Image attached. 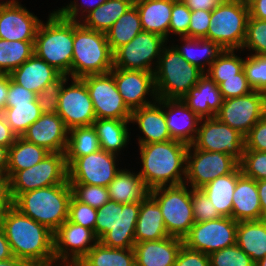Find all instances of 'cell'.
Instances as JSON below:
<instances>
[{"mask_svg": "<svg viewBox=\"0 0 266 266\" xmlns=\"http://www.w3.org/2000/svg\"><path fill=\"white\" fill-rule=\"evenodd\" d=\"M1 227L13 256L30 266H54V233L49 228L23 215L12 204L4 213Z\"/></svg>", "mask_w": 266, "mask_h": 266, "instance_id": "obj_1", "label": "cell"}, {"mask_svg": "<svg viewBox=\"0 0 266 266\" xmlns=\"http://www.w3.org/2000/svg\"><path fill=\"white\" fill-rule=\"evenodd\" d=\"M188 147L177 140L139 145L142 168L138 174L149 190L184 184Z\"/></svg>", "mask_w": 266, "mask_h": 266, "instance_id": "obj_2", "label": "cell"}, {"mask_svg": "<svg viewBox=\"0 0 266 266\" xmlns=\"http://www.w3.org/2000/svg\"><path fill=\"white\" fill-rule=\"evenodd\" d=\"M71 198L72 190L67 181L21 193L11 204L54 233L68 219Z\"/></svg>", "mask_w": 266, "mask_h": 266, "instance_id": "obj_3", "label": "cell"}, {"mask_svg": "<svg viewBox=\"0 0 266 266\" xmlns=\"http://www.w3.org/2000/svg\"><path fill=\"white\" fill-rule=\"evenodd\" d=\"M41 22L34 41V54L61 74L71 77L74 21L63 18L55 10Z\"/></svg>", "mask_w": 266, "mask_h": 266, "instance_id": "obj_4", "label": "cell"}, {"mask_svg": "<svg viewBox=\"0 0 266 266\" xmlns=\"http://www.w3.org/2000/svg\"><path fill=\"white\" fill-rule=\"evenodd\" d=\"M113 67V52L106 34L74 21L71 78L109 73Z\"/></svg>", "mask_w": 266, "mask_h": 266, "instance_id": "obj_5", "label": "cell"}, {"mask_svg": "<svg viewBox=\"0 0 266 266\" xmlns=\"http://www.w3.org/2000/svg\"><path fill=\"white\" fill-rule=\"evenodd\" d=\"M139 208L140 202L122 204L109 200L97 209L94 233L99 242L109 248H133Z\"/></svg>", "mask_w": 266, "mask_h": 266, "instance_id": "obj_6", "label": "cell"}, {"mask_svg": "<svg viewBox=\"0 0 266 266\" xmlns=\"http://www.w3.org/2000/svg\"><path fill=\"white\" fill-rule=\"evenodd\" d=\"M205 75L187 62L174 46L165 45L154 71L158 99H182Z\"/></svg>", "mask_w": 266, "mask_h": 266, "instance_id": "obj_7", "label": "cell"}, {"mask_svg": "<svg viewBox=\"0 0 266 266\" xmlns=\"http://www.w3.org/2000/svg\"><path fill=\"white\" fill-rule=\"evenodd\" d=\"M249 16V6L243 1L223 0L211 11L204 39L217 43L223 50L242 51Z\"/></svg>", "mask_w": 266, "mask_h": 266, "instance_id": "obj_8", "label": "cell"}, {"mask_svg": "<svg viewBox=\"0 0 266 266\" xmlns=\"http://www.w3.org/2000/svg\"><path fill=\"white\" fill-rule=\"evenodd\" d=\"M188 188V185L182 184L161 186L149 191L160 207L169 236L183 239L195 223L191 189Z\"/></svg>", "mask_w": 266, "mask_h": 266, "instance_id": "obj_9", "label": "cell"}, {"mask_svg": "<svg viewBox=\"0 0 266 266\" xmlns=\"http://www.w3.org/2000/svg\"><path fill=\"white\" fill-rule=\"evenodd\" d=\"M68 181L65 153H49L36 165L15 172L7 180L11 203L21 194L30 190L63 184Z\"/></svg>", "mask_w": 266, "mask_h": 266, "instance_id": "obj_10", "label": "cell"}, {"mask_svg": "<svg viewBox=\"0 0 266 266\" xmlns=\"http://www.w3.org/2000/svg\"><path fill=\"white\" fill-rule=\"evenodd\" d=\"M166 44L167 39L163 36L142 31L129 43L120 46L113 52V66L119 69L142 70L154 73Z\"/></svg>", "mask_w": 266, "mask_h": 266, "instance_id": "obj_11", "label": "cell"}, {"mask_svg": "<svg viewBox=\"0 0 266 266\" xmlns=\"http://www.w3.org/2000/svg\"><path fill=\"white\" fill-rule=\"evenodd\" d=\"M238 165L239 162L229 154L199 150L189 145L184 184L201 189L217 177L231 173Z\"/></svg>", "mask_w": 266, "mask_h": 266, "instance_id": "obj_12", "label": "cell"}, {"mask_svg": "<svg viewBox=\"0 0 266 266\" xmlns=\"http://www.w3.org/2000/svg\"><path fill=\"white\" fill-rule=\"evenodd\" d=\"M238 222L231 217H222L194 223L183 238V245L207 255L236 244Z\"/></svg>", "mask_w": 266, "mask_h": 266, "instance_id": "obj_13", "label": "cell"}, {"mask_svg": "<svg viewBox=\"0 0 266 266\" xmlns=\"http://www.w3.org/2000/svg\"><path fill=\"white\" fill-rule=\"evenodd\" d=\"M81 79L86 84L96 119L130 120L132 111L121 97L111 72Z\"/></svg>", "mask_w": 266, "mask_h": 266, "instance_id": "obj_14", "label": "cell"}, {"mask_svg": "<svg viewBox=\"0 0 266 266\" xmlns=\"http://www.w3.org/2000/svg\"><path fill=\"white\" fill-rule=\"evenodd\" d=\"M191 145L199 150L229 154L240 162L245 150V138L238 130L220 122L216 117L202 118Z\"/></svg>", "mask_w": 266, "mask_h": 266, "instance_id": "obj_15", "label": "cell"}, {"mask_svg": "<svg viewBox=\"0 0 266 266\" xmlns=\"http://www.w3.org/2000/svg\"><path fill=\"white\" fill-rule=\"evenodd\" d=\"M265 111L266 94L253 90L249 94L223 100L215 117L245 136Z\"/></svg>", "mask_w": 266, "mask_h": 266, "instance_id": "obj_16", "label": "cell"}, {"mask_svg": "<svg viewBox=\"0 0 266 266\" xmlns=\"http://www.w3.org/2000/svg\"><path fill=\"white\" fill-rule=\"evenodd\" d=\"M98 242L99 240L93 230L67 219L54 232L55 263L58 265H76Z\"/></svg>", "mask_w": 266, "mask_h": 266, "instance_id": "obj_17", "label": "cell"}, {"mask_svg": "<svg viewBox=\"0 0 266 266\" xmlns=\"http://www.w3.org/2000/svg\"><path fill=\"white\" fill-rule=\"evenodd\" d=\"M66 86L65 80L59 95L57 114L62 118L68 130L74 127L91 126L96 120L92 100L85 82L81 78H71Z\"/></svg>", "mask_w": 266, "mask_h": 266, "instance_id": "obj_18", "label": "cell"}, {"mask_svg": "<svg viewBox=\"0 0 266 266\" xmlns=\"http://www.w3.org/2000/svg\"><path fill=\"white\" fill-rule=\"evenodd\" d=\"M119 155L99 150L76 158L68 168V182L107 187L121 170L116 166Z\"/></svg>", "mask_w": 266, "mask_h": 266, "instance_id": "obj_19", "label": "cell"}, {"mask_svg": "<svg viewBox=\"0 0 266 266\" xmlns=\"http://www.w3.org/2000/svg\"><path fill=\"white\" fill-rule=\"evenodd\" d=\"M110 72L113 74L121 97L131 111L151 105L158 100L153 72L114 67ZM147 95H150L154 102L146 99Z\"/></svg>", "mask_w": 266, "mask_h": 266, "instance_id": "obj_20", "label": "cell"}, {"mask_svg": "<svg viewBox=\"0 0 266 266\" xmlns=\"http://www.w3.org/2000/svg\"><path fill=\"white\" fill-rule=\"evenodd\" d=\"M68 132L58 114L45 113L28 127L22 138L45 148L50 153H65Z\"/></svg>", "mask_w": 266, "mask_h": 266, "instance_id": "obj_21", "label": "cell"}, {"mask_svg": "<svg viewBox=\"0 0 266 266\" xmlns=\"http://www.w3.org/2000/svg\"><path fill=\"white\" fill-rule=\"evenodd\" d=\"M42 21L18 5H0V39L7 41H35Z\"/></svg>", "mask_w": 266, "mask_h": 266, "instance_id": "obj_22", "label": "cell"}, {"mask_svg": "<svg viewBox=\"0 0 266 266\" xmlns=\"http://www.w3.org/2000/svg\"><path fill=\"white\" fill-rule=\"evenodd\" d=\"M130 123H137L143 136L138 137V145L165 142L172 140L164 113V99L135 109L131 113Z\"/></svg>", "mask_w": 266, "mask_h": 266, "instance_id": "obj_23", "label": "cell"}, {"mask_svg": "<svg viewBox=\"0 0 266 266\" xmlns=\"http://www.w3.org/2000/svg\"><path fill=\"white\" fill-rule=\"evenodd\" d=\"M164 113L171 139L191 145L201 118L181 99H164Z\"/></svg>", "mask_w": 266, "mask_h": 266, "instance_id": "obj_24", "label": "cell"}, {"mask_svg": "<svg viewBox=\"0 0 266 266\" xmlns=\"http://www.w3.org/2000/svg\"><path fill=\"white\" fill-rule=\"evenodd\" d=\"M182 245L183 239L173 236L135 243V265L173 266Z\"/></svg>", "mask_w": 266, "mask_h": 266, "instance_id": "obj_25", "label": "cell"}, {"mask_svg": "<svg viewBox=\"0 0 266 266\" xmlns=\"http://www.w3.org/2000/svg\"><path fill=\"white\" fill-rule=\"evenodd\" d=\"M232 218L237 221L261 220L257 181L246 177L238 165V180L233 194Z\"/></svg>", "mask_w": 266, "mask_h": 266, "instance_id": "obj_26", "label": "cell"}, {"mask_svg": "<svg viewBox=\"0 0 266 266\" xmlns=\"http://www.w3.org/2000/svg\"><path fill=\"white\" fill-rule=\"evenodd\" d=\"M181 100L201 119L214 118L223 102L218 85L206 74Z\"/></svg>", "mask_w": 266, "mask_h": 266, "instance_id": "obj_27", "label": "cell"}, {"mask_svg": "<svg viewBox=\"0 0 266 266\" xmlns=\"http://www.w3.org/2000/svg\"><path fill=\"white\" fill-rule=\"evenodd\" d=\"M60 75L59 71L35 54L9 74L14 82L36 94Z\"/></svg>", "mask_w": 266, "mask_h": 266, "instance_id": "obj_28", "label": "cell"}, {"mask_svg": "<svg viewBox=\"0 0 266 266\" xmlns=\"http://www.w3.org/2000/svg\"><path fill=\"white\" fill-rule=\"evenodd\" d=\"M169 237L157 201L149 194L140 202L135 228V243Z\"/></svg>", "mask_w": 266, "mask_h": 266, "instance_id": "obj_29", "label": "cell"}, {"mask_svg": "<svg viewBox=\"0 0 266 266\" xmlns=\"http://www.w3.org/2000/svg\"><path fill=\"white\" fill-rule=\"evenodd\" d=\"M140 15L143 31L169 38L173 0H138L134 2Z\"/></svg>", "mask_w": 266, "mask_h": 266, "instance_id": "obj_30", "label": "cell"}, {"mask_svg": "<svg viewBox=\"0 0 266 266\" xmlns=\"http://www.w3.org/2000/svg\"><path fill=\"white\" fill-rule=\"evenodd\" d=\"M107 189L110 200L122 204L142 202L150 191L137 172L133 173L126 168L117 173Z\"/></svg>", "mask_w": 266, "mask_h": 266, "instance_id": "obj_31", "label": "cell"}, {"mask_svg": "<svg viewBox=\"0 0 266 266\" xmlns=\"http://www.w3.org/2000/svg\"><path fill=\"white\" fill-rule=\"evenodd\" d=\"M236 244L257 263L266 255V219L240 221Z\"/></svg>", "mask_w": 266, "mask_h": 266, "instance_id": "obj_32", "label": "cell"}, {"mask_svg": "<svg viewBox=\"0 0 266 266\" xmlns=\"http://www.w3.org/2000/svg\"><path fill=\"white\" fill-rule=\"evenodd\" d=\"M237 180L238 166L231 173L219 176L201 188L223 217L232 218V200Z\"/></svg>", "mask_w": 266, "mask_h": 266, "instance_id": "obj_33", "label": "cell"}, {"mask_svg": "<svg viewBox=\"0 0 266 266\" xmlns=\"http://www.w3.org/2000/svg\"><path fill=\"white\" fill-rule=\"evenodd\" d=\"M130 120L96 119L93 127L99 138L101 150L118 155L129 142Z\"/></svg>", "mask_w": 266, "mask_h": 266, "instance_id": "obj_34", "label": "cell"}, {"mask_svg": "<svg viewBox=\"0 0 266 266\" xmlns=\"http://www.w3.org/2000/svg\"><path fill=\"white\" fill-rule=\"evenodd\" d=\"M183 46L173 45L181 56L189 63L199 67L204 72L218 57L223 49L215 42L204 38L180 37ZM203 61V62H202Z\"/></svg>", "mask_w": 266, "mask_h": 266, "instance_id": "obj_35", "label": "cell"}, {"mask_svg": "<svg viewBox=\"0 0 266 266\" xmlns=\"http://www.w3.org/2000/svg\"><path fill=\"white\" fill-rule=\"evenodd\" d=\"M133 5L132 0H107L88 13L80 23L86 28L106 33Z\"/></svg>", "mask_w": 266, "mask_h": 266, "instance_id": "obj_36", "label": "cell"}, {"mask_svg": "<svg viewBox=\"0 0 266 266\" xmlns=\"http://www.w3.org/2000/svg\"><path fill=\"white\" fill-rule=\"evenodd\" d=\"M50 152L45 148L16 137L9 147L7 180L17 171L30 168L42 161Z\"/></svg>", "mask_w": 266, "mask_h": 266, "instance_id": "obj_37", "label": "cell"}, {"mask_svg": "<svg viewBox=\"0 0 266 266\" xmlns=\"http://www.w3.org/2000/svg\"><path fill=\"white\" fill-rule=\"evenodd\" d=\"M133 248H109L100 242L95 244L88 254L76 266H134Z\"/></svg>", "mask_w": 266, "mask_h": 266, "instance_id": "obj_38", "label": "cell"}, {"mask_svg": "<svg viewBox=\"0 0 266 266\" xmlns=\"http://www.w3.org/2000/svg\"><path fill=\"white\" fill-rule=\"evenodd\" d=\"M143 31L140 15L135 5L131 6L105 33L110 49L114 52L129 43Z\"/></svg>", "mask_w": 266, "mask_h": 266, "instance_id": "obj_39", "label": "cell"}, {"mask_svg": "<svg viewBox=\"0 0 266 266\" xmlns=\"http://www.w3.org/2000/svg\"><path fill=\"white\" fill-rule=\"evenodd\" d=\"M101 150L96 130L91 126L74 127L68 132L65 151L67 167L78 157Z\"/></svg>", "mask_w": 266, "mask_h": 266, "instance_id": "obj_40", "label": "cell"}, {"mask_svg": "<svg viewBox=\"0 0 266 266\" xmlns=\"http://www.w3.org/2000/svg\"><path fill=\"white\" fill-rule=\"evenodd\" d=\"M1 113L17 137H22L28 127L43 114L37 99L31 103L10 104L7 108H3Z\"/></svg>", "mask_w": 266, "mask_h": 266, "instance_id": "obj_41", "label": "cell"}, {"mask_svg": "<svg viewBox=\"0 0 266 266\" xmlns=\"http://www.w3.org/2000/svg\"><path fill=\"white\" fill-rule=\"evenodd\" d=\"M34 54V41L0 39V74H10Z\"/></svg>", "mask_w": 266, "mask_h": 266, "instance_id": "obj_42", "label": "cell"}, {"mask_svg": "<svg viewBox=\"0 0 266 266\" xmlns=\"http://www.w3.org/2000/svg\"><path fill=\"white\" fill-rule=\"evenodd\" d=\"M234 49L223 50L207 68L205 74L217 85L224 79L239 78L243 70L244 58L238 57Z\"/></svg>", "mask_w": 266, "mask_h": 266, "instance_id": "obj_43", "label": "cell"}, {"mask_svg": "<svg viewBox=\"0 0 266 266\" xmlns=\"http://www.w3.org/2000/svg\"><path fill=\"white\" fill-rule=\"evenodd\" d=\"M243 70L253 90L266 94V55L251 53L244 59Z\"/></svg>", "mask_w": 266, "mask_h": 266, "instance_id": "obj_44", "label": "cell"}, {"mask_svg": "<svg viewBox=\"0 0 266 266\" xmlns=\"http://www.w3.org/2000/svg\"><path fill=\"white\" fill-rule=\"evenodd\" d=\"M70 186L72 196L92 208L99 209L110 200L107 187L80 183H70Z\"/></svg>", "mask_w": 266, "mask_h": 266, "instance_id": "obj_45", "label": "cell"}, {"mask_svg": "<svg viewBox=\"0 0 266 266\" xmlns=\"http://www.w3.org/2000/svg\"><path fill=\"white\" fill-rule=\"evenodd\" d=\"M245 49L254 55H266V20L248 18L242 51Z\"/></svg>", "mask_w": 266, "mask_h": 266, "instance_id": "obj_46", "label": "cell"}, {"mask_svg": "<svg viewBox=\"0 0 266 266\" xmlns=\"http://www.w3.org/2000/svg\"><path fill=\"white\" fill-rule=\"evenodd\" d=\"M210 266H255V262L237 245L209 255Z\"/></svg>", "mask_w": 266, "mask_h": 266, "instance_id": "obj_47", "label": "cell"}, {"mask_svg": "<svg viewBox=\"0 0 266 266\" xmlns=\"http://www.w3.org/2000/svg\"><path fill=\"white\" fill-rule=\"evenodd\" d=\"M239 166L246 177L266 180V151L244 150Z\"/></svg>", "mask_w": 266, "mask_h": 266, "instance_id": "obj_48", "label": "cell"}, {"mask_svg": "<svg viewBox=\"0 0 266 266\" xmlns=\"http://www.w3.org/2000/svg\"><path fill=\"white\" fill-rule=\"evenodd\" d=\"M69 76L61 74L56 80L47 84L40 93L37 94V102L43 114H57L59 106V95L63 83Z\"/></svg>", "mask_w": 266, "mask_h": 266, "instance_id": "obj_49", "label": "cell"}, {"mask_svg": "<svg viewBox=\"0 0 266 266\" xmlns=\"http://www.w3.org/2000/svg\"><path fill=\"white\" fill-rule=\"evenodd\" d=\"M191 201L195 223L223 217L201 189L191 188Z\"/></svg>", "mask_w": 266, "mask_h": 266, "instance_id": "obj_50", "label": "cell"}, {"mask_svg": "<svg viewBox=\"0 0 266 266\" xmlns=\"http://www.w3.org/2000/svg\"><path fill=\"white\" fill-rule=\"evenodd\" d=\"M191 10L182 0H173L171 20L169 24V34L188 37Z\"/></svg>", "mask_w": 266, "mask_h": 266, "instance_id": "obj_51", "label": "cell"}, {"mask_svg": "<svg viewBox=\"0 0 266 266\" xmlns=\"http://www.w3.org/2000/svg\"><path fill=\"white\" fill-rule=\"evenodd\" d=\"M97 209L77 201L73 196L69 203L68 220L94 231Z\"/></svg>", "mask_w": 266, "mask_h": 266, "instance_id": "obj_52", "label": "cell"}, {"mask_svg": "<svg viewBox=\"0 0 266 266\" xmlns=\"http://www.w3.org/2000/svg\"><path fill=\"white\" fill-rule=\"evenodd\" d=\"M218 87L223 100L243 96L253 91V88L248 83L244 70L239 73V78L224 79Z\"/></svg>", "mask_w": 266, "mask_h": 266, "instance_id": "obj_53", "label": "cell"}, {"mask_svg": "<svg viewBox=\"0 0 266 266\" xmlns=\"http://www.w3.org/2000/svg\"><path fill=\"white\" fill-rule=\"evenodd\" d=\"M84 1L85 3H83ZM84 1L81 3V5L77 3L78 0L71 1L68 5H66V7L62 6V8L57 9L56 12H58L63 18L67 20L80 22L88 13L96 9L98 6H100L107 0H91V2L90 0H87V2L86 0ZM78 14L81 15L80 19H77L79 17Z\"/></svg>", "mask_w": 266, "mask_h": 266, "instance_id": "obj_54", "label": "cell"}, {"mask_svg": "<svg viewBox=\"0 0 266 266\" xmlns=\"http://www.w3.org/2000/svg\"><path fill=\"white\" fill-rule=\"evenodd\" d=\"M244 138L245 150L266 151V111Z\"/></svg>", "mask_w": 266, "mask_h": 266, "instance_id": "obj_55", "label": "cell"}, {"mask_svg": "<svg viewBox=\"0 0 266 266\" xmlns=\"http://www.w3.org/2000/svg\"><path fill=\"white\" fill-rule=\"evenodd\" d=\"M211 11H191L190 25L188 28L189 38H205L210 25Z\"/></svg>", "mask_w": 266, "mask_h": 266, "instance_id": "obj_56", "label": "cell"}, {"mask_svg": "<svg viewBox=\"0 0 266 266\" xmlns=\"http://www.w3.org/2000/svg\"><path fill=\"white\" fill-rule=\"evenodd\" d=\"M173 266H210V257L182 245Z\"/></svg>", "mask_w": 266, "mask_h": 266, "instance_id": "obj_57", "label": "cell"}, {"mask_svg": "<svg viewBox=\"0 0 266 266\" xmlns=\"http://www.w3.org/2000/svg\"><path fill=\"white\" fill-rule=\"evenodd\" d=\"M37 94L14 82L9 76L7 100L4 108L10 104L31 103L36 100Z\"/></svg>", "mask_w": 266, "mask_h": 266, "instance_id": "obj_58", "label": "cell"}, {"mask_svg": "<svg viewBox=\"0 0 266 266\" xmlns=\"http://www.w3.org/2000/svg\"><path fill=\"white\" fill-rule=\"evenodd\" d=\"M16 137L4 115L0 112V145L10 147L14 143Z\"/></svg>", "mask_w": 266, "mask_h": 266, "instance_id": "obj_59", "label": "cell"}, {"mask_svg": "<svg viewBox=\"0 0 266 266\" xmlns=\"http://www.w3.org/2000/svg\"><path fill=\"white\" fill-rule=\"evenodd\" d=\"M191 11L206 10L212 11L223 0H182Z\"/></svg>", "mask_w": 266, "mask_h": 266, "instance_id": "obj_60", "label": "cell"}, {"mask_svg": "<svg viewBox=\"0 0 266 266\" xmlns=\"http://www.w3.org/2000/svg\"><path fill=\"white\" fill-rule=\"evenodd\" d=\"M248 6L249 17L266 20V0H252Z\"/></svg>", "mask_w": 266, "mask_h": 266, "instance_id": "obj_61", "label": "cell"}, {"mask_svg": "<svg viewBox=\"0 0 266 266\" xmlns=\"http://www.w3.org/2000/svg\"><path fill=\"white\" fill-rule=\"evenodd\" d=\"M13 257L10 244L5 236V233L0 227V261Z\"/></svg>", "mask_w": 266, "mask_h": 266, "instance_id": "obj_62", "label": "cell"}, {"mask_svg": "<svg viewBox=\"0 0 266 266\" xmlns=\"http://www.w3.org/2000/svg\"><path fill=\"white\" fill-rule=\"evenodd\" d=\"M8 86H9V75L0 74V112H2L6 104Z\"/></svg>", "mask_w": 266, "mask_h": 266, "instance_id": "obj_63", "label": "cell"}, {"mask_svg": "<svg viewBox=\"0 0 266 266\" xmlns=\"http://www.w3.org/2000/svg\"><path fill=\"white\" fill-rule=\"evenodd\" d=\"M257 189L261 204L262 219H266V180L257 181Z\"/></svg>", "mask_w": 266, "mask_h": 266, "instance_id": "obj_64", "label": "cell"}, {"mask_svg": "<svg viewBox=\"0 0 266 266\" xmlns=\"http://www.w3.org/2000/svg\"><path fill=\"white\" fill-rule=\"evenodd\" d=\"M10 205L8 190H0V227L2 226L4 213Z\"/></svg>", "mask_w": 266, "mask_h": 266, "instance_id": "obj_65", "label": "cell"}, {"mask_svg": "<svg viewBox=\"0 0 266 266\" xmlns=\"http://www.w3.org/2000/svg\"><path fill=\"white\" fill-rule=\"evenodd\" d=\"M8 156H9V147L0 145V172L6 177V180H7Z\"/></svg>", "mask_w": 266, "mask_h": 266, "instance_id": "obj_66", "label": "cell"}, {"mask_svg": "<svg viewBox=\"0 0 266 266\" xmlns=\"http://www.w3.org/2000/svg\"><path fill=\"white\" fill-rule=\"evenodd\" d=\"M0 266H30L26 261L15 256L0 261Z\"/></svg>", "mask_w": 266, "mask_h": 266, "instance_id": "obj_67", "label": "cell"}, {"mask_svg": "<svg viewBox=\"0 0 266 266\" xmlns=\"http://www.w3.org/2000/svg\"><path fill=\"white\" fill-rule=\"evenodd\" d=\"M0 190H8L6 177L1 172H0Z\"/></svg>", "mask_w": 266, "mask_h": 266, "instance_id": "obj_68", "label": "cell"}, {"mask_svg": "<svg viewBox=\"0 0 266 266\" xmlns=\"http://www.w3.org/2000/svg\"><path fill=\"white\" fill-rule=\"evenodd\" d=\"M20 4V2H18L17 0H8L6 2H0V5H18Z\"/></svg>", "mask_w": 266, "mask_h": 266, "instance_id": "obj_69", "label": "cell"}, {"mask_svg": "<svg viewBox=\"0 0 266 266\" xmlns=\"http://www.w3.org/2000/svg\"><path fill=\"white\" fill-rule=\"evenodd\" d=\"M255 266H266V255L260 259L257 263H255Z\"/></svg>", "mask_w": 266, "mask_h": 266, "instance_id": "obj_70", "label": "cell"}, {"mask_svg": "<svg viewBox=\"0 0 266 266\" xmlns=\"http://www.w3.org/2000/svg\"><path fill=\"white\" fill-rule=\"evenodd\" d=\"M241 1H243L245 4H249L252 0H241Z\"/></svg>", "mask_w": 266, "mask_h": 266, "instance_id": "obj_71", "label": "cell"}, {"mask_svg": "<svg viewBox=\"0 0 266 266\" xmlns=\"http://www.w3.org/2000/svg\"><path fill=\"white\" fill-rule=\"evenodd\" d=\"M55 266L57 265L55 264ZM58 266H76V265H58Z\"/></svg>", "mask_w": 266, "mask_h": 266, "instance_id": "obj_72", "label": "cell"}]
</instances>
